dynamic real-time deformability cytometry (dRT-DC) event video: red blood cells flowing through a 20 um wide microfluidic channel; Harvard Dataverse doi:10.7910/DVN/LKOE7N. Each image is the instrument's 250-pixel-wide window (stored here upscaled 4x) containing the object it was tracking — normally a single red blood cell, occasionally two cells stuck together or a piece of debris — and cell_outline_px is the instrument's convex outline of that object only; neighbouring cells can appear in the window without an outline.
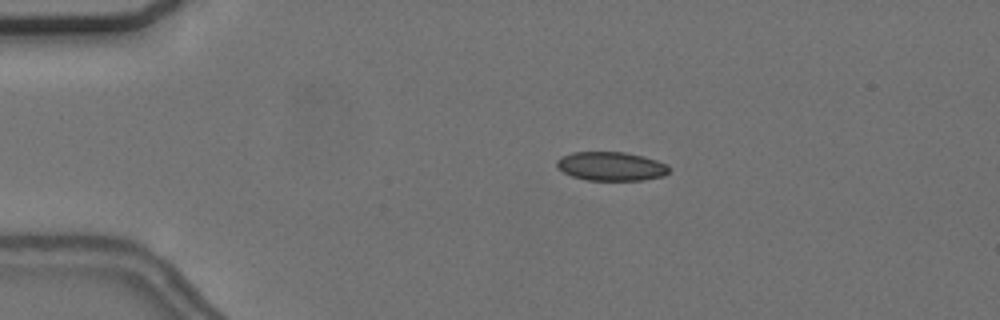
{"species": "common noctule bat (a hibernating species)", "species_latin": "Nyctalus noctula", "temperature_condition": "cold", "stored_images_in_passage": 47, "camera_frame_rate_fps": 3000, "um_per_image_px": 0.085, "animal": {"sex": "female", "body_mass_g": 24.6, "forearm_length_mm": 56.2}, "frame": {"image": 1, "passage_image": 3, "time_ms": 0.667, "image_size_px": [1000, 320], "cell_outline_px": [[668, 172], [664, 176], [644, 180], [588, 180], [572, 176], [564, 172], [556, 164], [556, 160], [560, 156], [572, 152], [624, 152], [644, 156], [668, 164]], "centroid_in_image_um": [51.95, 14.13], "position_along_channel_um": 33.1, "area_um2": 18.9}}
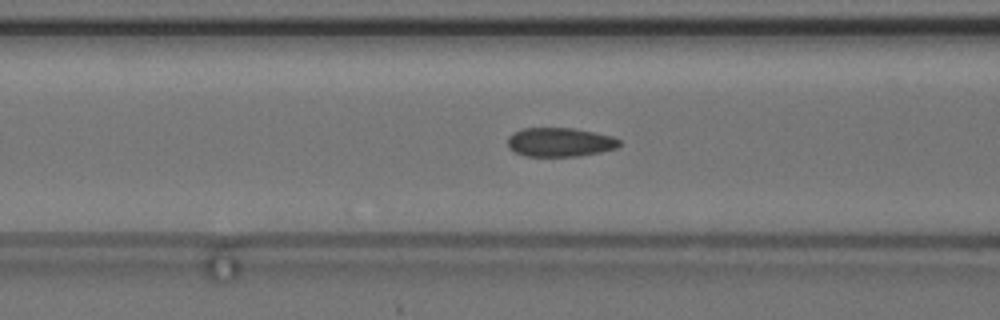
{"frame": {"image": 2, "passage_image": 14, "time_ms": 4.333, "image_size_px": [1000, 320], "cell_outline_px": [[620, 144], [616, 148], [600, 152], [576, 156], [524, 156], [508, 148], [508, 136], [512, 132], [524, 128], [572, 128], [612, 136], [620, 140]], "centroid_in_image_um": [47.55, 12.08], "position_along_channel_um": 119.0, "area_um2": 18.79}}
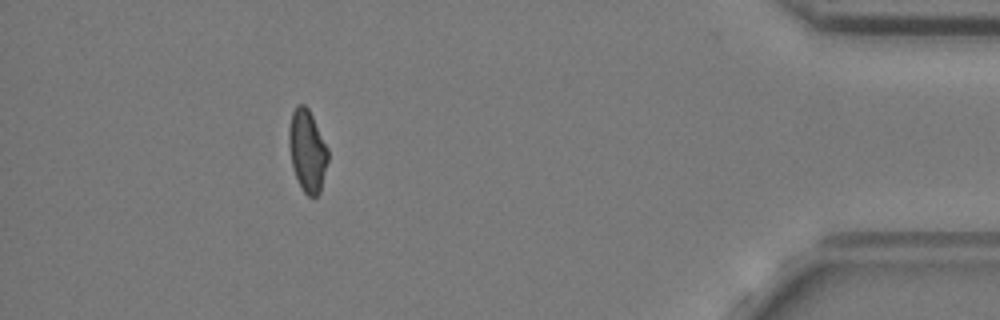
{"frame": {"image": 3, "passage_image": 42, "time_ms": 13.667, "image_size_px": [1000, 320], "cell_outline_px": [[328, 160], [320, 192], [316, 196], [308, 196], [304, 192], [292, 168], [288, 144], [288, 128], [292, 112], [296, 104], [304, 104], [308, 108], [328, 148]], "centroid_in_image_um": [26.1, 12.79], "position_along_channel_um": 409.1, "area_um2": 18.67}, "authors_computed_cell_mechanics": {"area_um2": 18.9584, "velocity_mm_per_s": 3.6733, "shape_relaxation_time_tau1_ms": 5.8043, "shape_relaxation_time_tau2_ms": 1.5654, "deformation_change_tau1": 0.0917, "deformation_change_tau2": 0.0593}}